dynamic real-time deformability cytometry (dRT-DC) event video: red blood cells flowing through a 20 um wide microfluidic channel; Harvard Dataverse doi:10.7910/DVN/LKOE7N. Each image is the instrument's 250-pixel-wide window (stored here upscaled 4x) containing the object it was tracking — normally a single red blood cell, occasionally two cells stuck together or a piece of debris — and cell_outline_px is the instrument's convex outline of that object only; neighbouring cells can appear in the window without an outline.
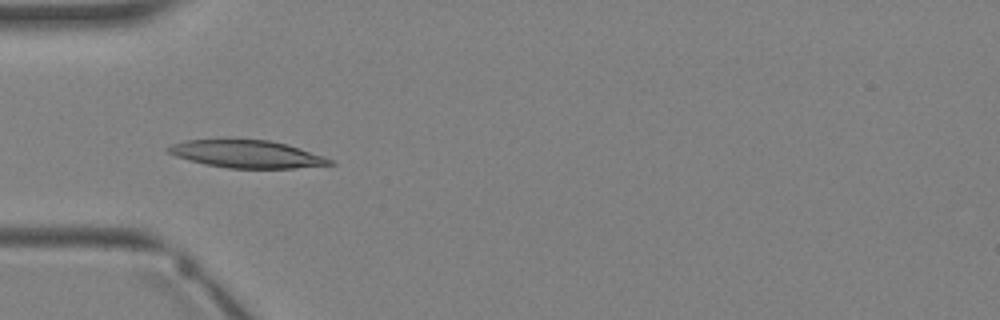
{"species": "Egyptian fruit bat (a non-hibernating species)", "species_latin": "Rousettus aegyptiacus", "temperature_condition": "warm", "stored_images_in_passage": 3, "camera_frame_rate_fps": 3000, "um_per_image_px": 0.085, "animal": {"sex": "female"}, "frame": {"image": 1, "passage_image": 3, "time_ms": 2.333, "image_size_px": [1000, 320], "cell_outline_px": [[336, 164], [292, 168], [228, 168], [204, 164], [176, 156], [168, 152], [164, 148], [172, 144], [184, 140], [228, 136], [268, 140], [288, 144], [336, 160]], "centroid_in_image_um": [20.94, 13.04], "position_along_channel_um": 64.1, "area_um2": 27.11}}